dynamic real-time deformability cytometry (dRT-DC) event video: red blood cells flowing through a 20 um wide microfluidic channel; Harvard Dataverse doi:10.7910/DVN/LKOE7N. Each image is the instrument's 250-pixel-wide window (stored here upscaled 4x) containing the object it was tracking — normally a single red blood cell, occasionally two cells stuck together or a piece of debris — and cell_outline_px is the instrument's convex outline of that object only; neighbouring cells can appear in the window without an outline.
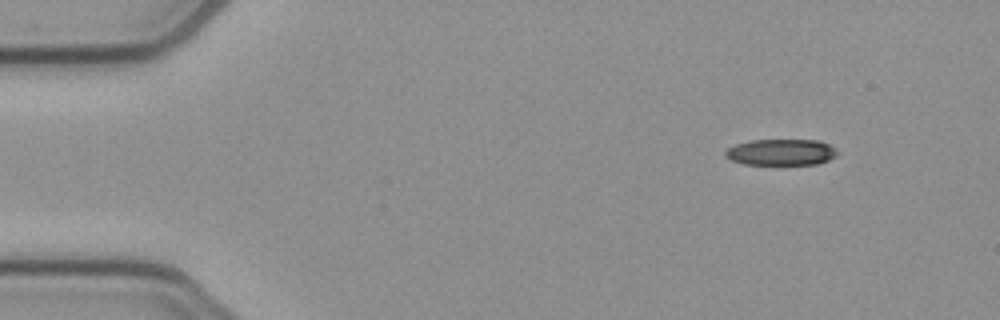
{"species": "common noctule bat (a hibernating species)", "species_latin": "Nyctalus noctula", "temperature_condition": "cold", "stored_images_in_passage": 47, "camera_frame_rate_fps": 3000, "um_per_image_px": 0.085, "animal": {"sex": "female", "body_mass_g": 21.9}, "frame": {"image": 1, "passage_image": 1, "time_ms": 0.0, "image_size_px": [1000, 320], "cell_outline_px": [[840, 152], [836, 156], [828, 160], [816, 164], [744, 164], [732, 160], [724, 156], [724, 152], [728, 148], [736, 144], [752, 140], [816, 140], [828, 144], [836, 148]], "centroid_in_image_um": [66.41, 12.93], "position_along_channel_um": 18.6, "area_um2": 17.11}}
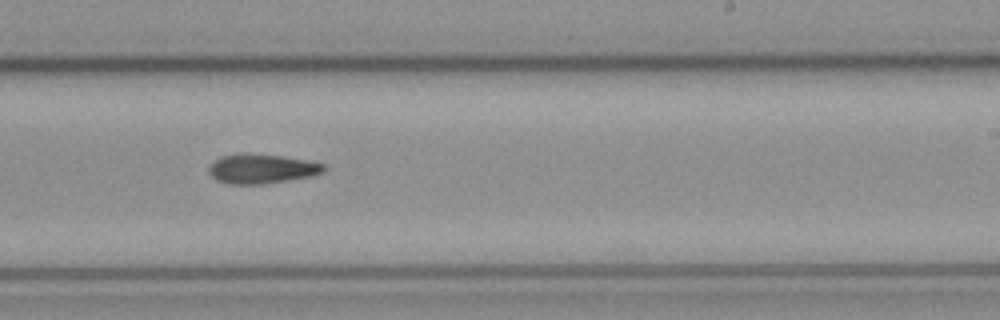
{"frame": {"image": 2, "passage_image": 27, "time_ms": 8.667, "image_size_px": [1000, 320], "cell_outline_px": [[324, 172], [308, 176], [288, 180], [264, 184], [228, 184], [216, 180], [208, 172], [208, 168], [220, 156], [280, 156], [308, 160], [324, 164]], "centroid_in_image_um": [22.25, 14.39], "position_along_channel_um": 266.7, "area_um2": 18.84}}
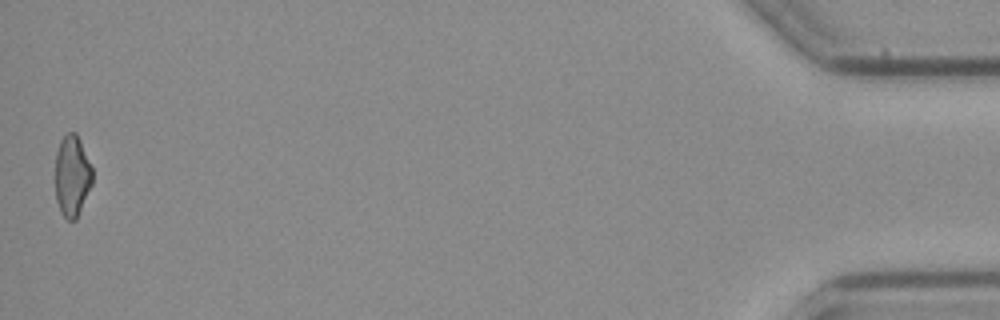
{"frame": {"image": 3, "passage_image": 47, "time_ms": 15.333, "image_size_px": [1000, 320], "cell_outline_px": [[92, 184], [76, 220], [68, 220], [60, 212], [56, 200], [56, 152], [60, 140], [68, 132], [76, 132], [80, 140], [92, 168]], "centroid_in_image_um": [6.13, 14.95], "position_along_channel_um": 429.1, "area_um2": 17.51}}